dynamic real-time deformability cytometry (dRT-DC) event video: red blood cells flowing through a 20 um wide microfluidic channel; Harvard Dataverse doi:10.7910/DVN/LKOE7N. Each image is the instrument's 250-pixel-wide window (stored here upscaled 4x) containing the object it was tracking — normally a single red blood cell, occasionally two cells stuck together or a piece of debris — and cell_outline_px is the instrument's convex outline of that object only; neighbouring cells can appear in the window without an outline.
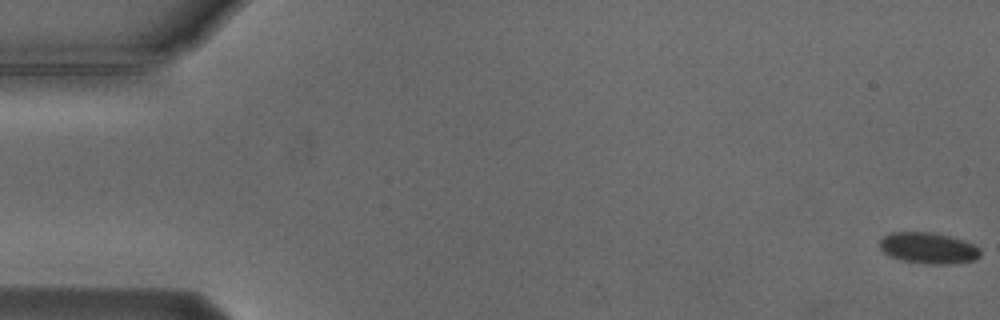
{"species": "Egyptian fruit bat (a non-hibernating species)", "species_latin": "Rousettus aegyptiacus", "temperature_condition": "cold", "stored_images_in_passage": 9, "camera_frame_rate_fps": 3000, "um_per_image_px": 0.085, "animal": {"sex": "male"}, "frame": {"image": 1, "passage_image": 1, "time_ms": 0.0, "image_size_px": [1000, 320], "cell_outline_px": [[980, 256], [976, 260], [948, 264], [932, 264], [904, 260], [892, 256], [884, 252], [880, 248], [880, 240], [884, 236], [892, 232], [932, 232], [964, 240], [980, 248]], "centroid_in_image_um": [78.94, 21.08], "position_along_channel_um": 6.1, "area_um2": 18.03}}
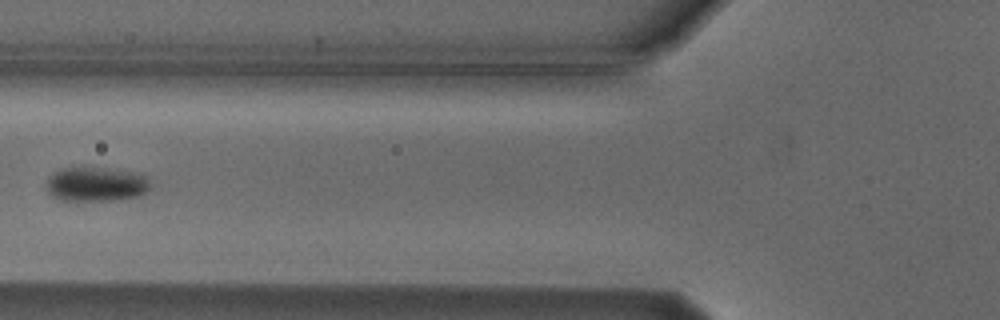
{"frame": {"image": 2, "passage_image": 6, "time_ms": 7.0, "image_size_px": [1000, 320], "cell_outline_px": [[152, 188], [140, 196], [120, 200], [60, 200], [52, 196], [48, 192], [44, 184], [48, 176], [60, 168], [84, 164], [132, 172], [148, 176], [152, 184]], "centroid_in_image_um": [8.15, 15.62], "position_along_channel_um": 117.6, "area_um2": 21.96}}
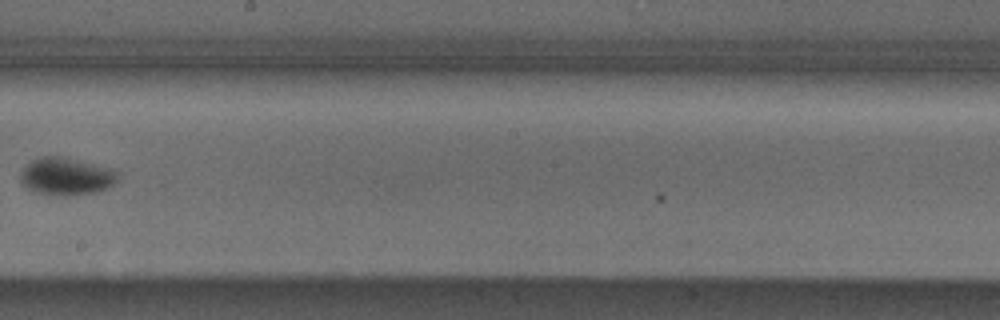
{"frame": {"image": 3, "passage_image": 9, "time_ms": 10.333, "image_size_px": [1000, 320], "cell_outline_px": [[120, 172], [116, 180], [108, 188], [100, 192], [36, 192], [28, 188], [20, 180], [20, 176], [24, 168], [32, 160], [40, 156], [64, 156], [112, 168]], "centroid_in_image_um": [5.68, 14.91], "position_along_channel_um": 242.5, "area_um2": 20.46}}